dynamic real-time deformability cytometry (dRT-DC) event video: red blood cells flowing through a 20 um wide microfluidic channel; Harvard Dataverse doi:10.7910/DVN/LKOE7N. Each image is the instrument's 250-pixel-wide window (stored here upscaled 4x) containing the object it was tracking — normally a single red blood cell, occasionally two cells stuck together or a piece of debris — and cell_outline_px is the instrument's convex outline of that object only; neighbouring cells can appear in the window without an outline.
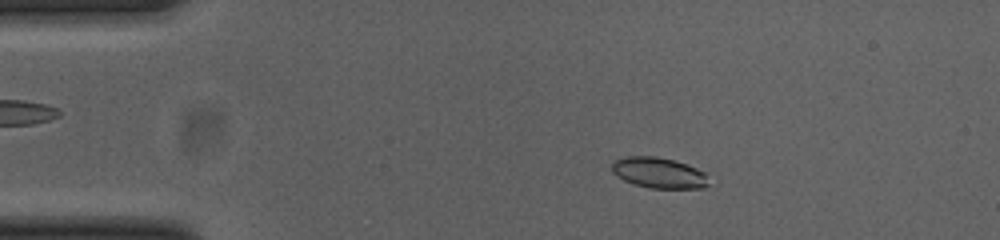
{"species": "common noctule bat (a hibernating species)", "species_latin": "Nyctalus noctula", "temperature_condition": "cold", "stored_images_in_passage": 52, "camera_frame_rate_fps": 3000, "um_per_image_px": 0.085, "animal": {"sex": "female", "body_mass_g": 23.0, "forearm_length_mm": 53.4}, "frame": {"image": 1, "passage_image": 9, "time_ms": 2.667, "image_size_px": [1000, 240], "cell_outline_px": [[708, 184], [704, 188], [648, 188], [632, 184], [616, 176], [612, 172], [612, 164], [616, 160], [628, 156], [656, 156], [672, 160], [696, 168], [704, 172]], "centroid_in_image_um": [55.96, 14.7], "position_along_channel_um": 29.0, "area_um2": 17.17}}
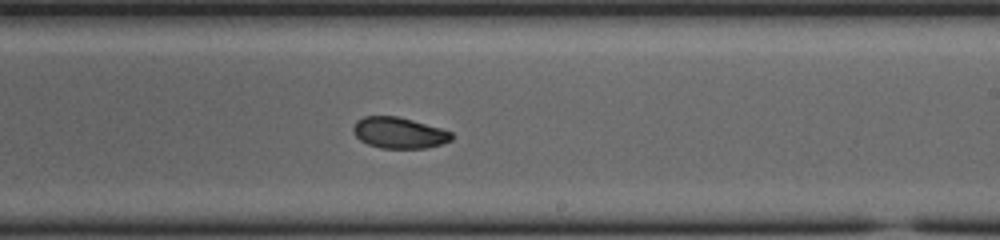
{"frame": {"image": 2, "passage_image": 31, "time_ms": 10.0, "image_size_px": [1000, 240], "cell_outline_px": [[452, 140], [440, 144], [424, 148], [380, 148], [368, 144], [360, 140], [352, 132], [352, 128], [356, 120], [364, 116], [396, 116], [412, 120], [440, 128], [452, 132]], "centroid_in_image_um": [33.88, 11.29], "position_along_channel_um": 255.1, "area_um2": 17.74}}
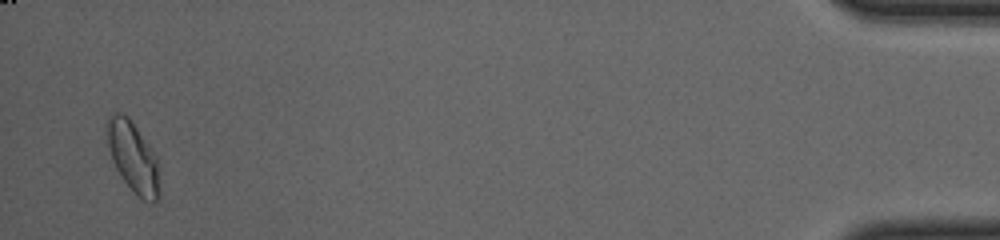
{"frame": {"image": 3, "passage_image": 51, "time_ms": 16.667, "image_size_px": [1000, 240], "cell_outline_px": [[160, 196], [156, 200], [144, 200], [124, 180], [116, 168], [112, 160], [108, 144], [108, 120], [112, 112], [124, 112], [128, 116], [156, 156], [160, 192]], "centroid_in_image_um": [11.31, 13.32], "position_along_channel_um": 423.9, "area_um2": 20.81}, "authors_computed_cell_mechanics": {"area_um2": 18.3804, "velocity_mm_per_s": 3.8454, "shape_relaxation_time_tau1_ms": 2.087, "shape_relaxation_time_tau2_ms": 5.0748, "deformation_change_tau1": 0.1089, "deformation_change_tau2": 0.0784}}